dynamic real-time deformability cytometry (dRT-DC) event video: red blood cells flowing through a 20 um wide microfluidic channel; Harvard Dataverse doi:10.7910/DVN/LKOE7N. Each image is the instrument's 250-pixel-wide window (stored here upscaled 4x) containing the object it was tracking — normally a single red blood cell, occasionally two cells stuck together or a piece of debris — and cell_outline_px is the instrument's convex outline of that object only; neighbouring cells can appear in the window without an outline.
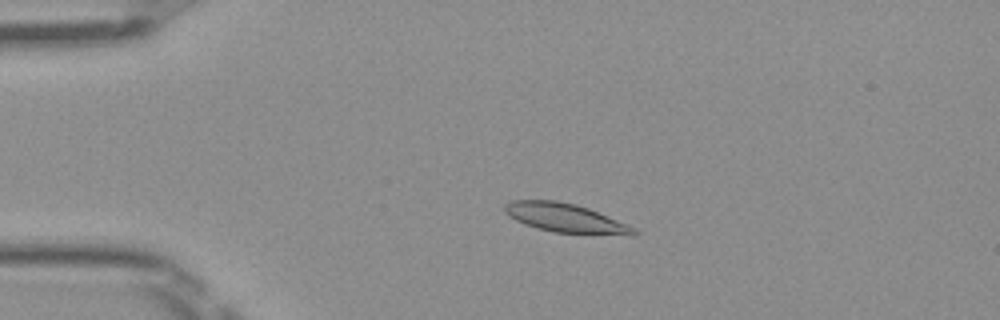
{"species": "Egyptian fruit bat (a non-hibernating species)", "species_latin": "Rousettus aegyptiacus", "temperature_condition": "room temperature", "stored_images_in_passage": 51, "camera_frame_rate_fps": 3000, "um_per_image_px": 0.085, "frame": {"image": 1, "passage_image": 12, "time_ms": 3.667, "image_size_px": [1000, 320], "cell_outline_px": [[640, 232], [636, 236], [632, 236], [556, 232], [524, 224], [508, 216], [504, 212], [504, 204], [512, 200], [556, 200], [576, 204], [588, 208], [628, 224], [636, 228]], "centroid_in_image_um": [48.12, 18.53], "position_along_channel_um": 36.9, "area_um2": 21.96}}
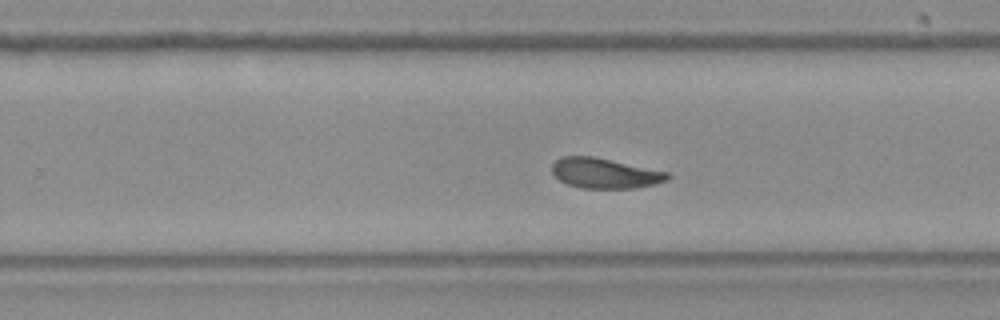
{"frame": {"image": 2, "passage_image": 33, "time_ms": 10.667, "image_size_px": [1000, 320], "cell_outline_px": [[672, 176], [668, 180], [656, 184], [636, 188], [580, 188], [568, 184], [560, 180], [552, 172], [552, 164], [560, 156], [592, 156], [668, 172]], "centroid_in_image_um": [51.42, 14.73], "position_along_channel_um": 278.4, "area_um2": 20.29}}
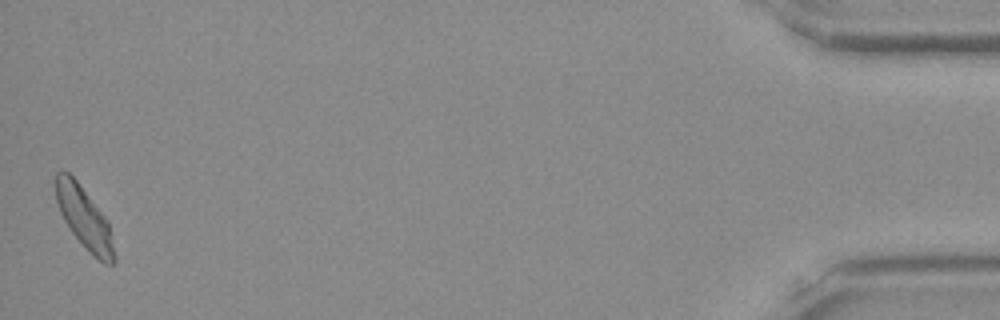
{"frame": {"image": 3, "passage_image": 51, "time_ms": 16.667, "image_size_px": [1000, 320], "cell_outline_px": [[116, 260], [112, 264], [104, 264], [88, 252], [72, 232], [64, 220], [60, 212], [56, 200], [56, 172], [68, 172], [76, 180], [108, 220]], "centroid_in_image_um": [7.18, 18.57], "position_along_channel_um": 428.0, "area_um2": 20.69}, "authors_computed_cell_mechanics": {"area_um2": 20.8658, "velocity_mm_per_s": 4.0074, "shape_relaxation_time_tau1_ms": 4.8477, "shape_relaxation_time_tau2_ms": 3.4614, "deformation_change_tau1": 0.1498, "deformation_change_tau2": 0.0927}}